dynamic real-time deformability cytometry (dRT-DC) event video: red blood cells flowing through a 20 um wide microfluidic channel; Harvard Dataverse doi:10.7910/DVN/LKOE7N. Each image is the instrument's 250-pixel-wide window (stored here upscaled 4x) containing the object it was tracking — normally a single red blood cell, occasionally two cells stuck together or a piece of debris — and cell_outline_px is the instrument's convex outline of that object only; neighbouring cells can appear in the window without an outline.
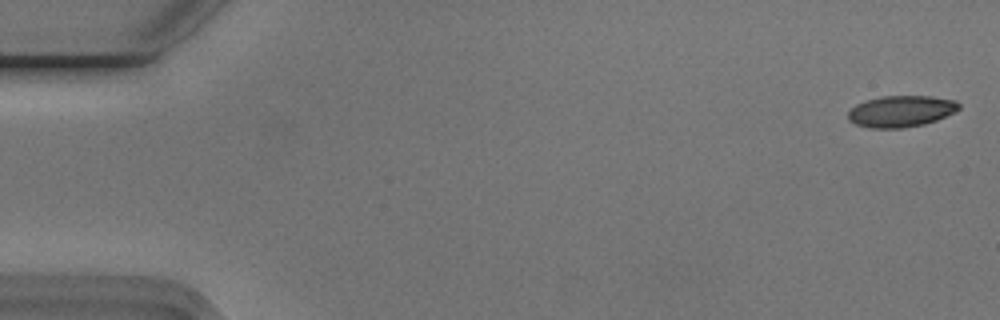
{"species": "Egyptian fruit bat (a non-hibernating species)", "species_latin": "Rousettus aegyptiacus", "temperature_condition": "cold", "stored_images_in_passage": 14, "camera_frame_rate_fps": 3000, "um_per_image_px": 0.085, "animal": {"sex": "male"}, "frame": {"image": 1, "passage_image": 2, "time_ms": 0.333, "image_size_px": [1000, 320], "cell_outline_px": [[960, 108], [956, 112], [936, 120], [924, 124], [904, 128], [872, 128], [856, 124], [848, 120], [848, 112], [856, 104], [880, 96], [932, 96], [956, 100], [960, 104]], "centroid_in_image_um": [76.62, 9.45], "position_along_channel_um": 8.4, "area_um2": 20.35}}